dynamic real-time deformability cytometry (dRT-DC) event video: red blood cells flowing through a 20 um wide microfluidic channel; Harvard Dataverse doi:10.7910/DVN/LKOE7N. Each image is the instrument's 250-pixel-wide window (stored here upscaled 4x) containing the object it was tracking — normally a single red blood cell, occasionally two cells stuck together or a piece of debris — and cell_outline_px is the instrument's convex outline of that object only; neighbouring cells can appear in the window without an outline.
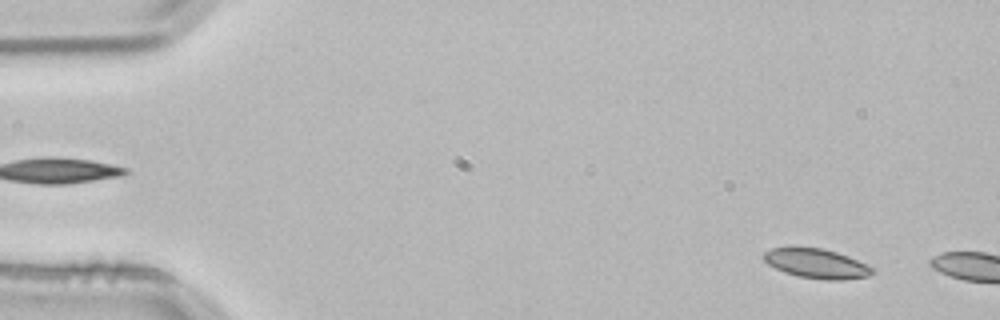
{"species": "common noctule bat (a hibernating species)", "species_latin": "Nyctalus noctula", "temperature_condition": "room temperature", "stored_images_in_passage": 4, "segment_of_instrument_passage": [2, 2], "camera_frame_rate_fps": 3000, "um_per_image_px": 0.085, "animal": {"sex": "male", "body_mass_g": 21.5, "forearm_length_mm": 52.0}, "frame": {"image": 1, "passage_image": 4, "time_ms": 1.0, "image_size_px": [1000, 320], "cell_outline_px": [[876, 272], [868, 276], [844, 280], [824, 280], [800, 276], [784, 272], [768, 264], [760, 256], [764, 252], [772, 248], [824, 248], [848, 256], [876, 268]], "centroid_in_image_um": [69.44, 22.41], "position_along_channel_um": 15.6, "area_um2": 18.73}}